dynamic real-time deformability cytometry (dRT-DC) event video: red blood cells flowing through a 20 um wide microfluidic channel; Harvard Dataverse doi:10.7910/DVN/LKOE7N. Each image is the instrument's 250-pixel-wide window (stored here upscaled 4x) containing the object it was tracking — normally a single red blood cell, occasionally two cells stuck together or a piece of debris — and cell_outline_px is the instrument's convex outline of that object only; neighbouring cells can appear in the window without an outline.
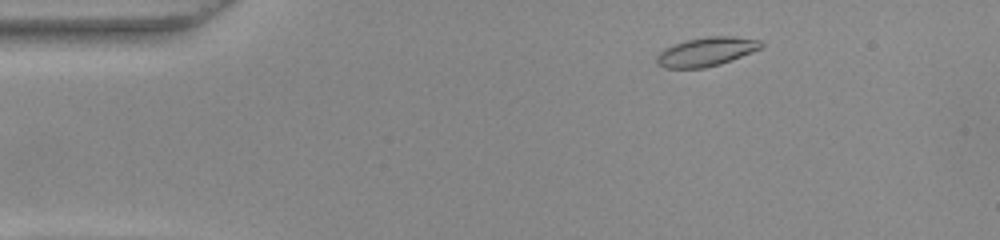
{"species": "common noctule bat (a hibernating species)", "species_latin": "Nyctalus noctula", "temperature_condition": "warm", "stored_images_in_passage": 49, "camera_frame_rate_fps": 3000, "um_per_image_px": 0.085, "animal": {"sex": "female", "body_mass_g": 22.0, "forearm_length_mm": 56.7}, "frame": {"image": 1, "passage_image": 4, "time_ms": 1.0, "image_size_px": [1000, 240], "cell_outline_px": [[764, 44], [760, 48], [752, 52], [720, 64], [704, 68], [664, 68], [656, 64], [656, 56], [664, 48], [688, 40], [708, 36], [732, 36], [760, 40]], "centroid_in_image_um": [60.02, 4.4], "position_along_channel_um": 25.0, "area_um2": 17.46}}
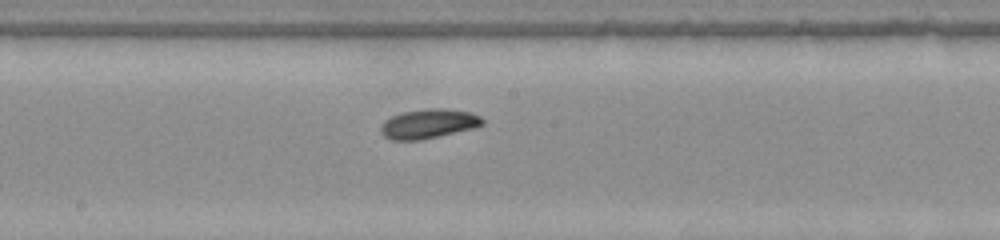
{"frame": {"image": 2, "passage_image": 24, "time_ms": 7.667, "image_size_px": [1000, 240], "cell_outline_px": [[484, 124], [472, 128], [420, 140], [392, 140], [384, 136], [380, 132], [380, 124], [384, 120], [392, 116], [404, 112], [428, 108], [444, 108], [468, 112], [480, 116], [484, 120]], "centroid_in_image_um": [36.38, 10.51], "position_along_channel_um": 211.8, "area_um2": 17.28}}
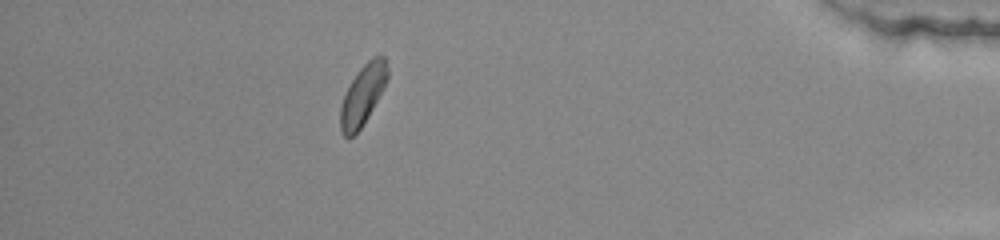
{"frame": {"image": 3, "passage_image": 43, "time_ms": 14.0, "image_size_px": [1000, 240], "cell_outline_px": [[388, 76], [368, 116], [360, 128], [352, 136], [344, 136], [340, 132], [340, 108], [344, 96], [352, 80], [360, 68], [372, 56], [384, 56], [388, 68]], "centroid_in_image_um": [30.81, 8.05], "position_along_channel_um": 404.4, "area_um2": 15.95}, "authors_computed_cell_mechanics": {"area_um2": 16.762, "velocity_mm_per_s": 3.8282, "shape_relaxation_time_tau1_ms": 5.4539, "shape_relaxation_time_tau2_ms": null, "deformation_change_tau1": 0.1494, "deformation_change_tau2": null}}